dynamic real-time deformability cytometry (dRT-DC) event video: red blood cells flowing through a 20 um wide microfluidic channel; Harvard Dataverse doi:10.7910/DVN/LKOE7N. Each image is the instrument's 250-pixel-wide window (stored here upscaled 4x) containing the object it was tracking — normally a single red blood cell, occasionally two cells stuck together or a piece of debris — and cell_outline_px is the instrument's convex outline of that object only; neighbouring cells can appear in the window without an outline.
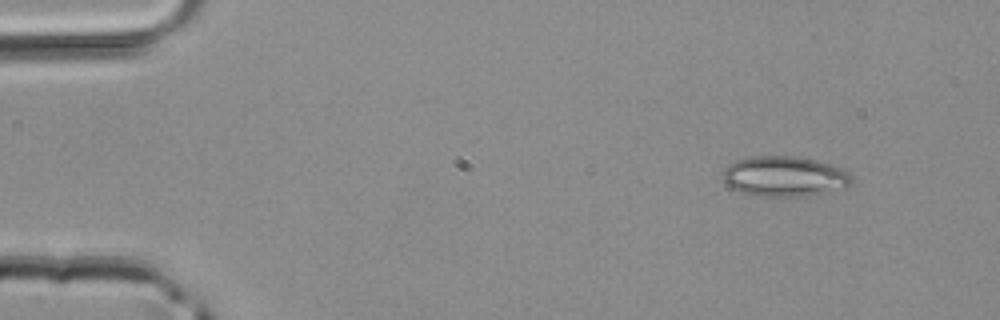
{"species": "common noctule bat (a hibernating species)", "species_latin": "Nyctalus noctula", "temperature_condition": "room temperature", "stored_images_in_passage": 3, "camera_frame_rate_fps": 3000, "um_per_image_px": 0.085, "animal": {"sex": "male", "body_mass_g": 20.4}, "frame": {"image": 1, "passage_image": 1, "time_ms": 0.0, "image_size_px": [1000, 320], "cell_outline_px": [[852, 180], [848, 188], [804, 196], [748, 196], [732, 188], [724, 180], [724, 168], [728, 164], [736, 160], [752, 156], [796, 156], [816, 160], [840, 168], [848, 172], [852, 176]], "centroid_in_image_um": [66.68, 15.0], "position_along_channel_um": 18.3, "area_um2": 30.35}}